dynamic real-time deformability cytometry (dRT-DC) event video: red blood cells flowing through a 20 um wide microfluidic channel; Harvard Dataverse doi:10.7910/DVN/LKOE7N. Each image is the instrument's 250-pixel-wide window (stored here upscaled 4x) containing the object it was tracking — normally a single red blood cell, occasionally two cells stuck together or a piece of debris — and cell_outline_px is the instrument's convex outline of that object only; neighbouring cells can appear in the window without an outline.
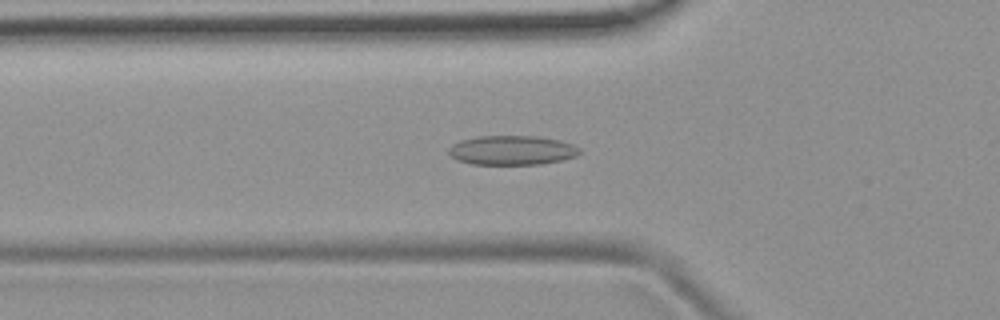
{"species": "common noctule bat (a hibernating species)", "species_latin": "Nyctalus noctula", "temperature_condition": "room temperature", "stored_images_in_passage": 52, "camera_frame_rate_fps": 3000, "um_per_image_px": 0.085, "animal": {"sex": "female", "body_mass_g": 19.9}, "frame": {"image": 1, "passage_image": 18, "time_ms": 5.667, "image_size_px": [1000, 320], "cell_outline_px": [[580, 152], [576, 156], [560, 160], [540, 164], [472, 164], [456, 160], [448, 152], [448, 148], [452, 144], [460, 140], [476, 136], [540, 136], [560, 140], [572, 144], [580, 148]], "centroid_in_image_um": [43.5, 12.76], "position_along_channel_um": 82.3, "area_um2": 22.48}}
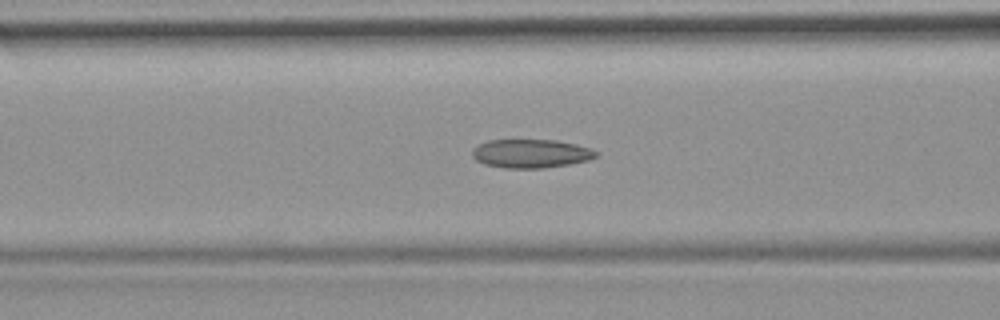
{"frame": {"image": 2, "passage_image": 21, "time_ms": 6.667, "image_size_px": [1000, 320], "cell_outline_px": [[600, 152], [596, 156], [588, 160], [568, 164], [544, 168], [504, 168], [484, 164], [476, 160], [472, 156], [472, 148], [476, 144], [488, 140], [556, 140], [576, 144], [592, 148]], "centroid_in_image_um": [45.11, 13.04], "position_along_channel_um": 121.5, "area_um2": 20.87}}
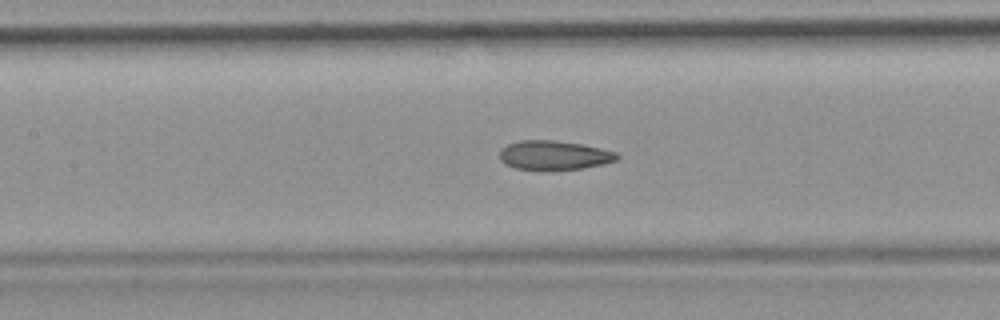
{"frame": {"image": 3, "passage_image": 24, "time_ms": 7.667, "image_size_px": [1000, 320], "cell_outline_px": [[620, 156], [616, 160], [604, 164], [584, 168], [544, 172], [516, 168], [504, 164], [500, 160], [500, 148], [508, 144], [520, 140], [552, 140], [584, 144], [616, 152]], "centroid_in_image_um": [47.07, 13.22], "position_along_channel_um": 160.3, "area_um2": 20.58}, "authors_computed_cell_mechanics": {"area_um2": 20.6057, "velocity_mm_per_s": 3.8764, "shape_relaxation_time_tau1_ms": null, "shape_relaxation_time_tau2_ms": 2.7813, "deformation_change_tau1": null, "deformation_change_tau2": 0.095}}